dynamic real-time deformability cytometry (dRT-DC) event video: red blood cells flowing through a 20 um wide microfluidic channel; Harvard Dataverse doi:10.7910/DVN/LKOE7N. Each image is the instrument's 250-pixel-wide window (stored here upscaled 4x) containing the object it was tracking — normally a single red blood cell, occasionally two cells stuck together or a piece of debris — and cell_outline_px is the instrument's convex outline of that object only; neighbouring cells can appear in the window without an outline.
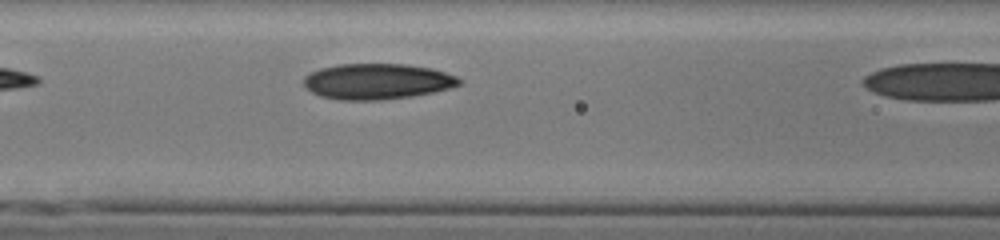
{"species": "human", "species_latin": "Homo sapiens", "temperature_condition": "cold", "stored_images_in_passage": 10, "camera_frame_rate_fps": 3000, "um_per_image_px": 0.085, "donor": {"sex": "male"}, "frame": {"image": 1, "passage_image": 6, "time_ms": 1.667, "image_size_px": [1000, 240], "cell_outline_px": [[460, 84], [448, 88], [432, 92], [412, 96], [384, 100], [340, 100], [320, 96], [312, 92], [304, 84], [304, 76], [308, 72], [320, 68], [340, 64], [404, 64], [432, 68], [456, 76], [460, 80]], "centroid_in_image_um": [32.02, 6.92], "position_along_channel_um": 134.6, "area_um2": 32.31}}
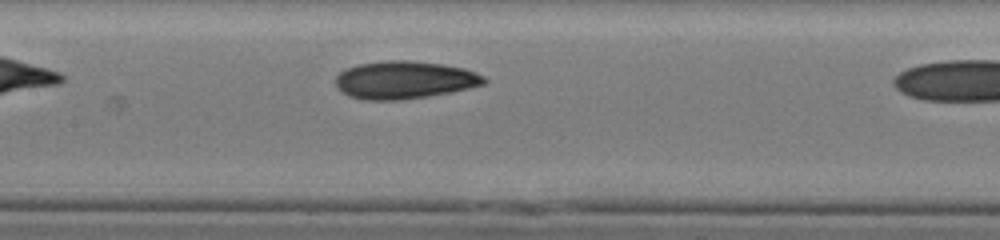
{"frame": {"image": 2, "passage_image": 9, "time_ms": 2.667, "image_size_px": [1000, 240], "cell_outline_px": [[488, 80], [484, 84], [452, 92], [428, 96], [400, 100], [364, 100], [348, 96], [340, 92], [336, 84], [336, 76], [340, 72], [348, 68], [360, 64], [388, 60], [408, 60], [440, 64], [464, 68], [476, 72], [484, 76]], "centroid_in_image_um": [34.38, 6.8], "position_along_channel_um": 173.0, "area_um2": 32.66}}